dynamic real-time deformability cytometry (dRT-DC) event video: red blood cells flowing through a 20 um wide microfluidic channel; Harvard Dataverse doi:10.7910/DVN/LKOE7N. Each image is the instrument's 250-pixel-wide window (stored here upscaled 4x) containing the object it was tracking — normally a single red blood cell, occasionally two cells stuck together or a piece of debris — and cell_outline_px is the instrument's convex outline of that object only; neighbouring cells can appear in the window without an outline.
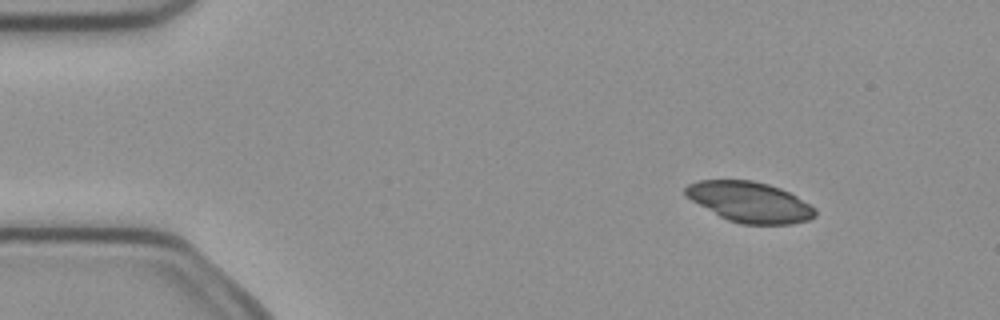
{"species": "common noctule bat (a hibernating species)", "species_latin": "Nyctalus noctula", "temperature_condition": "cold", "stored_images_in_passage": 5, "camera_frame_rate_fps": 3000, "um_per_image_px": 0.085, "animal": {"sex": "female", "body_mass_g": 21.9}, "frame": {"image": 1, "passage_image": 2, "time_ms": 0.333, "image_size_px": [1000, 320], "cell_outline_px": [[816, 216], [808, 220], [792, 224], [740, 224], [728, 220], [720, 216], [684, 196], [684, 188], [688, 184], [700, 180], [752, 180], [768, 184], [780, 188], [796, 196], [816, 208]], "centroid_in_image_um": [63.72, 17.17], "position_along_channel_um": 21.3, "area_um2": 30.52}}